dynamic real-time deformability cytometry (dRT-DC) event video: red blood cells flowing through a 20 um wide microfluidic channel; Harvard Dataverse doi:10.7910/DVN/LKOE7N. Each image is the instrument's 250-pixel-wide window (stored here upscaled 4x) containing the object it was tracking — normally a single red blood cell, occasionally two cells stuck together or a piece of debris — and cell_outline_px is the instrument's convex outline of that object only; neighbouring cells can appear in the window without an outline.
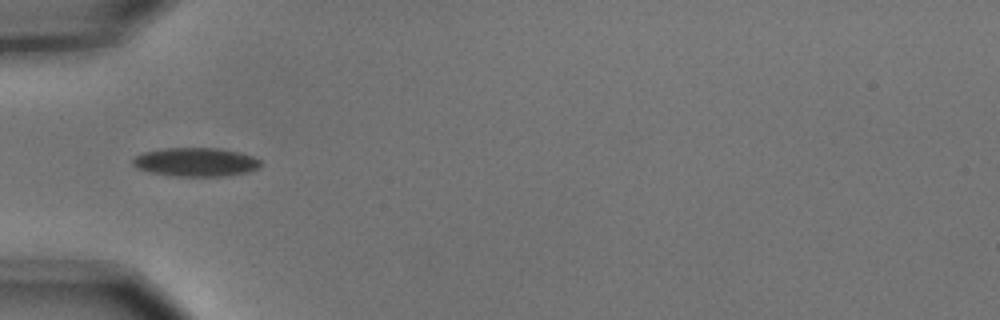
{"species": "common noctule bat (a hibernating species)", "species_latin": "Nyctalus noctula", "temperature_condition": "cold", "stored_images_in_passage": 7, "camera_frame_rate_fps": 3000, "um_per_image_px": 0.085, "animal": {"sex": "male", "body_mass_g": 15.6}, "frame": {"image": 1, "passage_image": 5, "time_ms": 1.333, "image_size_px": [1000, 320], "cell_outline_px": [[264, 164], [260, 168], [248, 172], [228, 176], [176, 176], [152, 172], [136, 168], [132, 164], [132, 160], [136, 156], [144, 152], [164, 148], [220, 148], [240, 152], [252, 156], [260, 160]], "centroid_in_image_um": [16.7, 13.77], "position_along_channel_um": 68.3, "area_um2": 21.56}}
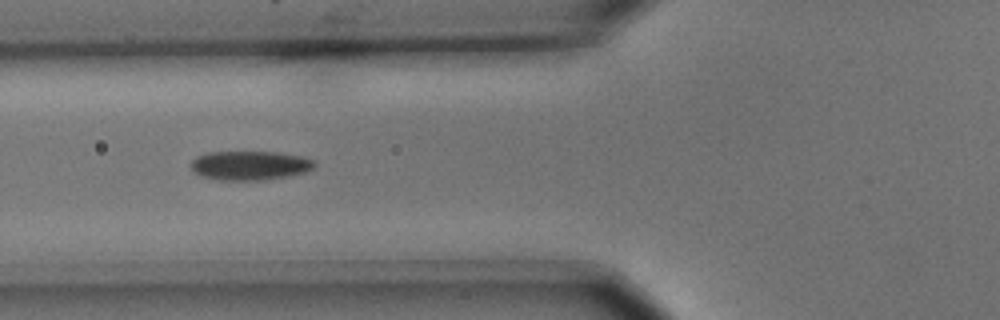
{"frame": {"image": 2, "passage_image": 6, "time_ms": 1.667, "image_size_px": [1000, 320], "cell_outline_px": [[316, 164], [312, 168], [304, 172], [288, 176], [264, 180], [220, 180], [200, 176], [192, 168], [192, 160], [196, 156], [208, 152], [280, 152], [304, 156], [316, 160]], "centroid_in_image_um": [21.28, 14.05], "position_along_channel_um": 104.5, "area_um2": 21.1}}
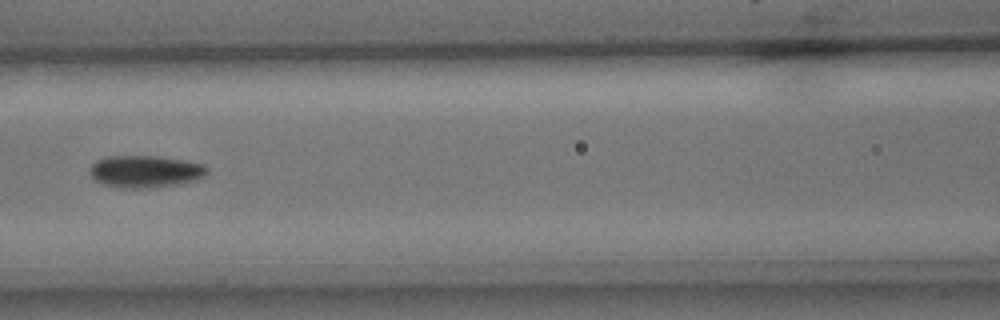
{"frame": {"image": 3, "passage_image": 7, "time_ms": 2.0, "image_size_px": [1000, 320], "cell_outline_px": [[208, 172], [204, 176], [196, 180], [176, 184], [148, 188], [120, 188], [104, 184], [96, 180], [88, 172], [88, 168], [96, 160], [104, 156], [156, 156], [184, 160], [204, 164], [208, 168]], "centroid_in_image_um": [12.32, 14.56], "position_along_channel_um": 154.3, "area_um2": 22.08}}